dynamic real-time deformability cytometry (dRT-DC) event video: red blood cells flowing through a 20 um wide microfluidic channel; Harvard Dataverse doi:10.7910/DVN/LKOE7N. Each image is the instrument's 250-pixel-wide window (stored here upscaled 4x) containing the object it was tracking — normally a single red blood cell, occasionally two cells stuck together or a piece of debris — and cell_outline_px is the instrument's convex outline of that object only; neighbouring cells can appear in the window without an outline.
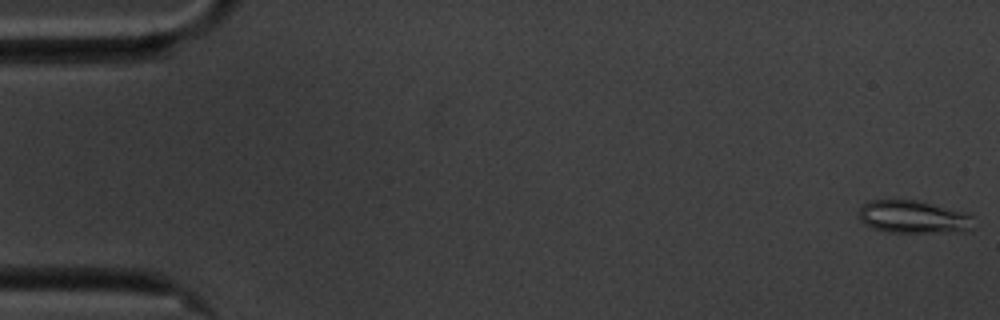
{"species": "common noctule bat (a hibernating species)", "species_latin": "Nyctalus noctula", "temperature_condition": "cold", "stored_images_in_passage": 57, "camera_frame_rate_fps": 3000, "um_per_image_px": 0.085, "animal": {"sex": "male", "body_mass_g": 20.1, "forearm_length_mm": 53.5}, "frame": {"image": 1, "passage_image": 1, "time_ms": 0.0, "image_size_px": [1000, 320], "cell_outline_px": [[976, 228], [964, 232], [888, 232], [872, 228], [864, 224], [860, 220], [860, 208], [868, 200], [920, 200], [968, 212], [972, 216]], "centroid_in_image_um": [77.72, 18.44], "position_along_channel_um": 7.3, "area_um2": 22.43}}
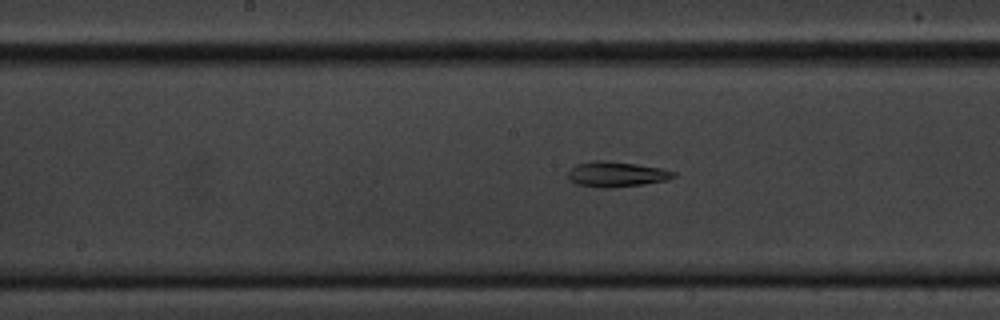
{"frame": {"image": 2, "passage_image": 29, "time_ms": 9.333, "image_size_px": [1000, 320], "cell_outline_px": [[676, 176], [668, 180], [644, 184], [612, 188], [600, 188], [576, 184], [568, 176], [568, 172], [576, 164], [592, 160], [604, 160], [636, 164], [660, 168], [676, 172]], "centroid_in_image_um": [52.4, 14.81], "position_along_channel_um": 195.8, "area_um2": 15.61}}
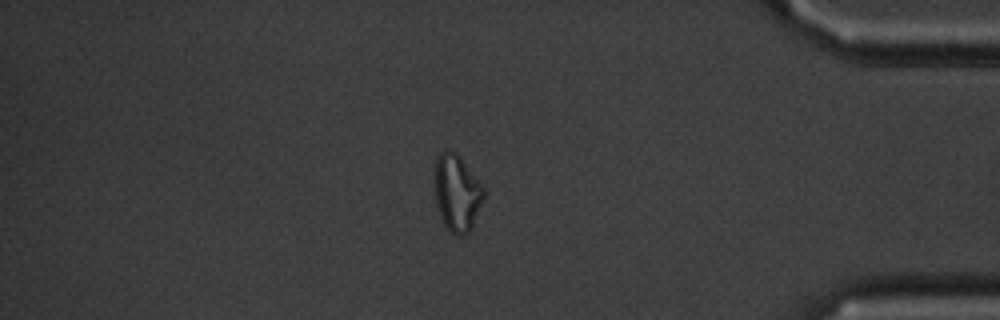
{"frame": {"image": 3, "passage_image": 49, "time_ms": 16.0, "image_size_px": [1000, 320], "cell_outline_px": [[484, 196], [472, 228], [464, 236], [456, 236], [444, 224], [436, 204], [436, 160], [440, 152], [444, 148], [448, 148], [456, 152], [460, 156], [484, 188]], "centroid_in_image_um": [38.85, 16.38], "position_along_channel_um": 396.3, "area_um2": 21.68}}